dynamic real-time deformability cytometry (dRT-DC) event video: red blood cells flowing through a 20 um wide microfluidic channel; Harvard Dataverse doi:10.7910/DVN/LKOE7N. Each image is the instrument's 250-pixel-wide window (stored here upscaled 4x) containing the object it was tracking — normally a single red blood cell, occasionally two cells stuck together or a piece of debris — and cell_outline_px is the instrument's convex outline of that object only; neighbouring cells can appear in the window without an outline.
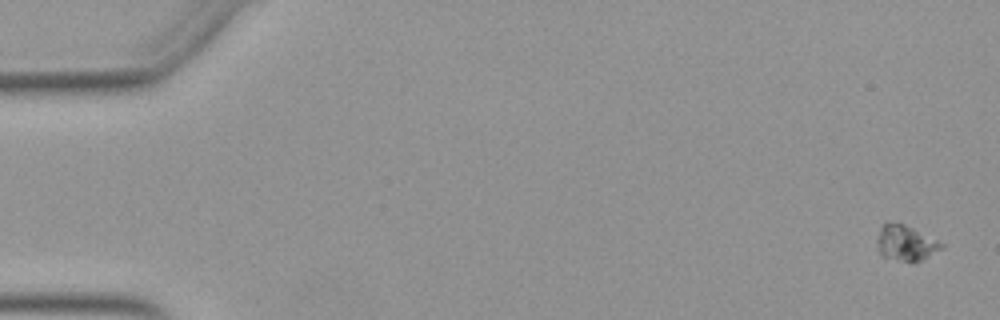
{"species": "Egyptian fruit bat (a non-hibernating species)", "species_latin": "Rousettus aegyptiacus", "temperature_condition": "warm", "stored_images_in_passage": 53, "camera_frame_rate_fps": 3000, "um_per_image_px": 0.085, "animal": {"sex": "female"}, "frame": {"image": 1, "passage_image": 2, "time_ms": 0.333, "image_size_px": [1000, 320], "cell_outline_px": [[944, 248], [920, 260], [900, 260], [880, 256], [876, 248], [876, 240], [880, 228], [888, 220], [904, 224], [944, 244]], "centroid_in_image_um": [76.92, 20.63], "position_along_channel_um": 8.1, "area_um2": 13.18}}
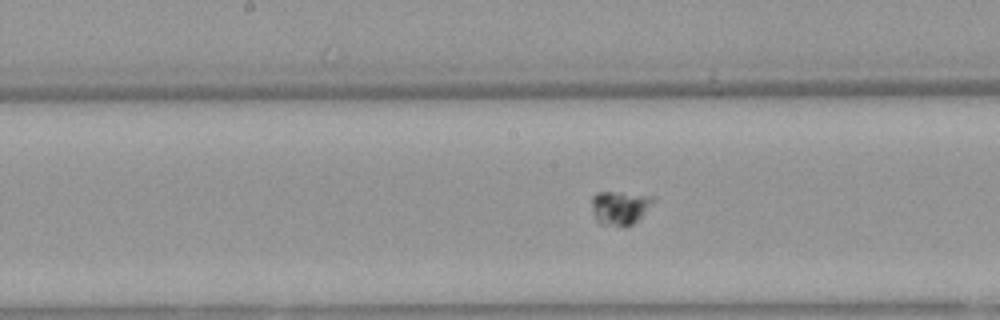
{"frame": {"image": 2, "passage_image": 28, "time_ms": 9.0, "image_size_px": [1000, 320], "cell_outline_px": [[656, 200], [632, 224], [624, 228], [600, 224], [596, 220], [592, 212], [592, 196], [596, 192], [620, 192], [656, 196]], "centroid_in_image_um": [52.68, 17.65], "position_along_channel_um": 195.5, "area_um2": 12.31}}
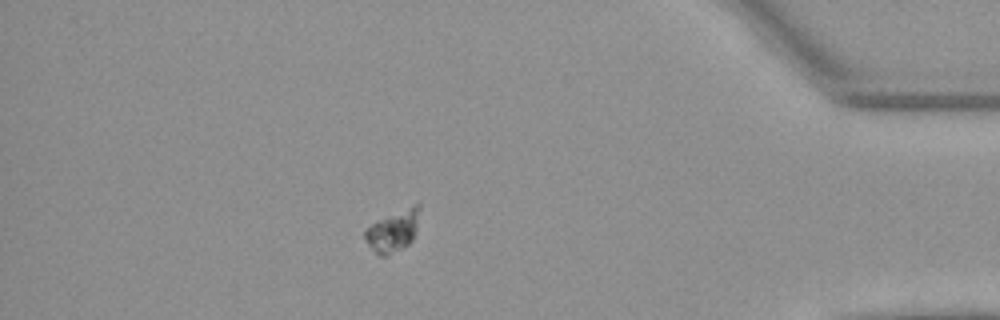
{"frame": {"image": 3, "passage_image": 47, "time_ms": 15.333, "image_size_px": [1000, 320], "cell_outline_px": [[420, 208], [416, 228], [412, 240], [408, 244], [388, 256], [380, 256], [368, 244], [364, 236], [364, 232], [376, 220], [416, 204], [420, 204]], "centroid_in_image_um": [33.41, 19.64], "position_along_channel_um": 401.8, "area_um2": 12.83}}